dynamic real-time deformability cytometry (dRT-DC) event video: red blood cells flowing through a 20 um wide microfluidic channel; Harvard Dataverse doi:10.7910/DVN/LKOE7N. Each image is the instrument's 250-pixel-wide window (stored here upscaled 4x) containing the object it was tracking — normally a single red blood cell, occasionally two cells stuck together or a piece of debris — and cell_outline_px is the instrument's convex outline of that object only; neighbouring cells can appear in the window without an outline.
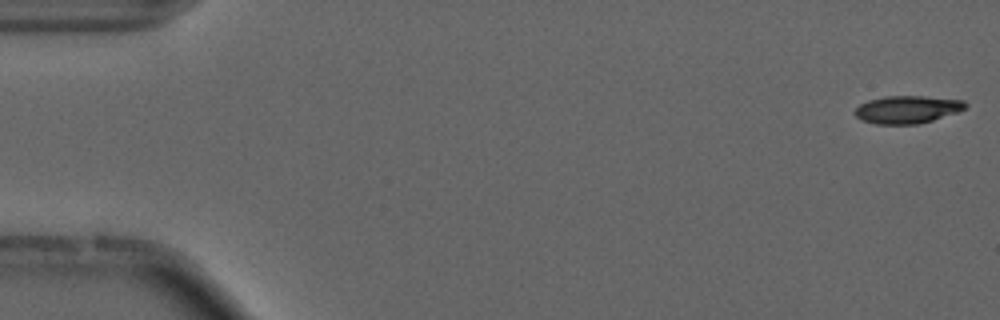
{"species": "common noctule bat (a hibernating species)", "species_latin": "Nyctalus noctula", "temperature_condition": "cold", "stored_images_in_passage": 11, "camera_frame_rate_fps": 3000, "um_per_image_px": 0.085, "animal": {"sex": "male", "forearm_length_mm": 52.5}, "frame": {"image": 1, "passage_image": 1, "time_ms": 0.0, "image_size_px": [1000, 320], "cell_outline_px": [[968, 108], [960, 112], [932, 120], [916, 124], [876, 124], [860, 120], [852, 112], [860, 104], [868, 100], [884, 96], [924, 96], [964, 100], [968, 104]], "centroid_in_image_um": [77.14, 9.3], "position_along_channel_um": 7.9, "area_um2": 18.09}}